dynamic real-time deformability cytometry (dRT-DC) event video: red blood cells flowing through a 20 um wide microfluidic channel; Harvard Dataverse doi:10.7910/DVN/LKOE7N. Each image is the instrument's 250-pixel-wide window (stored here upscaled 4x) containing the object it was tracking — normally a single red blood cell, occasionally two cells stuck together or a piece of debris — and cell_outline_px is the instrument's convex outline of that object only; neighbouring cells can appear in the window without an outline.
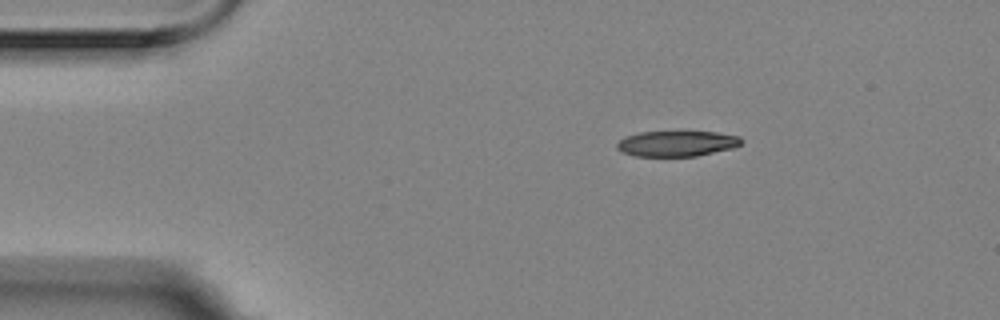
{"species": "Egyptian fruit bat (a non-hibernating species)", "species_latin": "Rousettus aegyptiacus", "temperature_condition": "room temperature", "stored_images_in_passage": 4, "segment_of_instrument_passage": [1, 2], "camera_frame_rate_fps": 3000, "um_per_image_px": 0.085, "animal": {"sex": "female"}, "frame": {"image": 1, "passage_image": 1, "time_ms": 0.0, "image_size_px": [1000, 320], "cell_outline_px": [[744, 140], [740, 144], [732, 148], [696, 156], [636, 156], [620, 152], [616, 148], [616, 144], [624, 136], [640, 132], [716, 132], [740, 136]], "centroid_in_image_um": [57.5, 12.2], "position_along_channel_um": 27.5, "area_um2": 18.55}}